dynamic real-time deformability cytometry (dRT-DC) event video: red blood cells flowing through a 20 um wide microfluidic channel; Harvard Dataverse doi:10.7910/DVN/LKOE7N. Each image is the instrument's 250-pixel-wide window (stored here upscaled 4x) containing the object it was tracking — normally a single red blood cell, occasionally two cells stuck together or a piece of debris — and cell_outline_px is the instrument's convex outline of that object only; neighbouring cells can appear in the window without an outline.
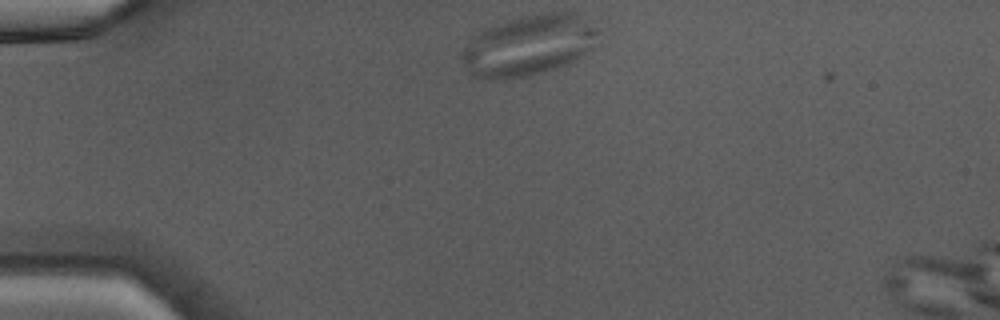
{"species": "Egyptian fruit bat (a non-hibernating species)", "species_latin": "Rousettus aegyptiacus", "temperature_condition": "warm", "stored_images_in_passage": 24, "camera_frame_rate_fps": 3000, "um_per_image_px": 0.085, "animal": {"sex": "male"}, "frame": {"image": 1, "passage_image": 1, "time_ms": 0.0, "image_size_px": [1000, 320], "cell_outline_px": [[604, 28], [588, 48], [584, 52], [572, 60], [564, 64], [540, 72], [524, 76], [500, 80], [492, 80], [476, 76], [464, 64], [460, 56], [468, 44], [484, 28], [492, 24], [504, 20], [520, 16], [540, 12], [576, 12]], "centroid_in_image_um": [44.97, 3.79], "position_along_channel_um": 40.0, "area_um2": 47.86}}
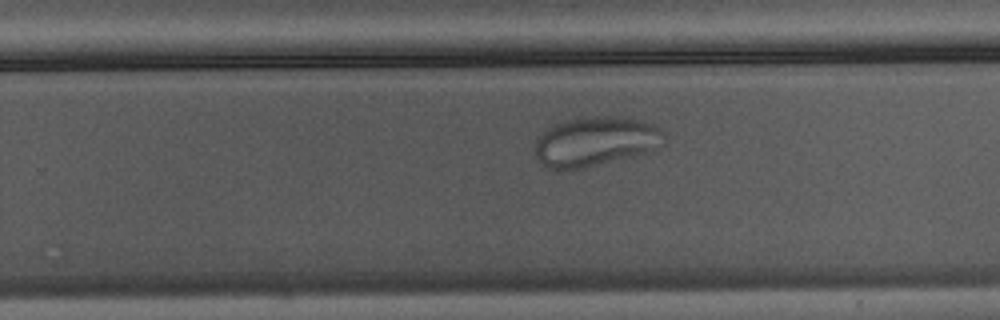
{"frame": {"image": 2, "passage_image": 20, "time_ms": 6.333, "image_size_px": [1000, 320], "cell_outline_px": [[664, 136], [644, 152], [580, 168], [556, 172], [544, 168], [536, 156], [536, 140], [552, 124], [584, 116], [612, 116], [636, 120], [652, 124], [664, 132]], "centroid_in_image_um": [50.45, 12.03], "position_along_channel_um": 279.4, "area_um2": 36.24}}